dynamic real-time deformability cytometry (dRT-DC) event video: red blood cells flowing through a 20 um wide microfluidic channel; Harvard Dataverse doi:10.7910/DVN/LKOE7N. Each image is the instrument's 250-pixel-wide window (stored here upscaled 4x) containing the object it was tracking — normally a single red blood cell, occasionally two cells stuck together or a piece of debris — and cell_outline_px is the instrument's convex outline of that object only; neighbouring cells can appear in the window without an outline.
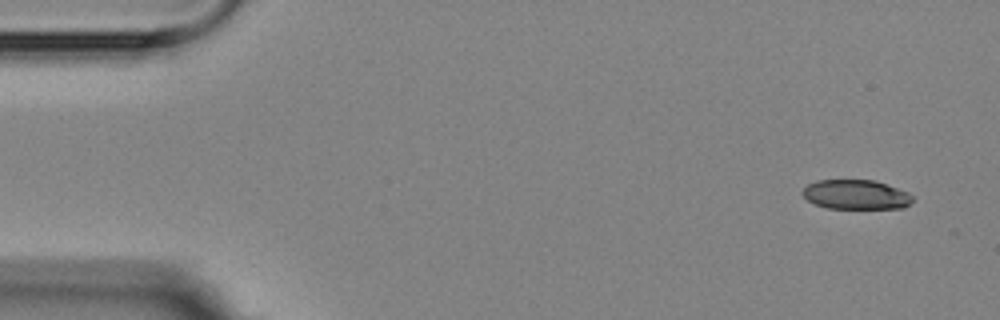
{"species": "Egyptian fruit bat (a non-hibernating species)", "species_latin": "Rousettus aegyptiacus", "temperature_condition": "room temperature", "stored_images_in_passage": 5, "camera_frame_rate_fps": 3000, "um_per_image_px": 0.085, "animal": {"sex": "female"}, "frame": {"image": 1, "passage_image": 1, "time_ms": 0.0, "image_size_px": [1000, 320], "cell_outline_px": [[912, 200], [904, 208], [828, 208], [816, 204], [808, 200], [800, 192], [808, 184], [816, 180], [872, 180], [908, 192], [912, 196]], "centroid_in_image_um": [72.72, 16.54], "position_along_channel_um": 12.3, "area_um2": 18.67}}
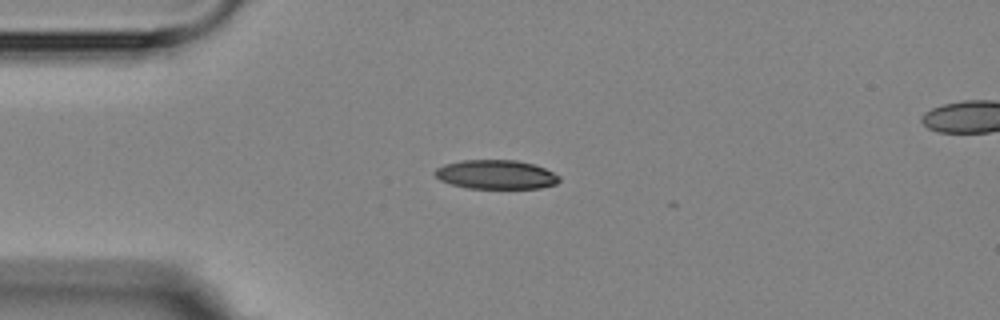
{"frame": {"image": 2, "passage_image": 4, "time_ms": 3.333, "image_size_px": [1000, 320], "cell_outline_px": [[560, 180], [556, 184], [540, 188], [468, 188], [452, 184], [440, 180], [432, 172], [436, 168], [444, 164], [460, 160], [516, 160], [532, 164], [544, 168], [560, 176]], "centroid_in_image_um": [42.14, 14.83], "position_along_channel_um": 42.9, "area_um2": 21.04}}